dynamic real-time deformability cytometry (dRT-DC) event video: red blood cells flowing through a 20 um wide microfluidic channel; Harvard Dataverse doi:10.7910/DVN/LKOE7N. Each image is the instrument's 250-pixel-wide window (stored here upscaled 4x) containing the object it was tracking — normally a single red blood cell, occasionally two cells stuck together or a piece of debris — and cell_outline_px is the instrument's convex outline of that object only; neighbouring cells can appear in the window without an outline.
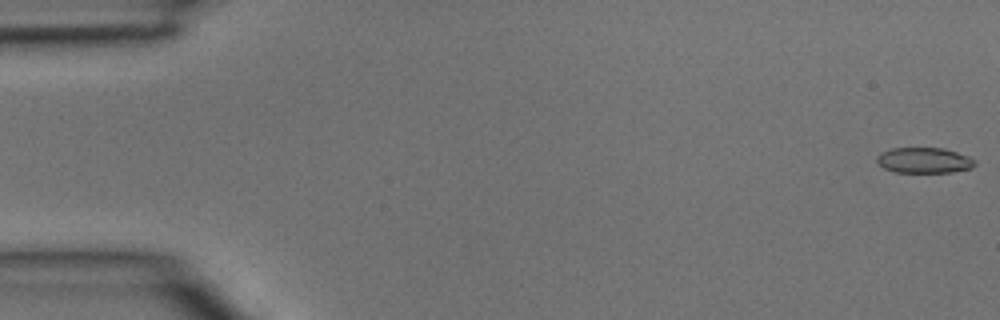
{"species": "common noctule bat (a hibernating species)", "species_latin": "Nyctalus noctula", "temperature_condition": "room temperature", "stored_images_in_passage": 4, "segment_of_instrument_passage": [2, 2], "camera_frame_rate_fps": 3000, "um_per_image_px": 0.085, "animal": {"sex": "male", "body_mass_g": 15.6}, "frame": {"image": 1, "passage_image": 4, "time_ms": 1.0, "image_size_px": [1000, 320], "cell_outline_px": [[976, 164], [972, 168], [952, 172], [896, 172], [884, 168], [876, 160], [876, 156], [880, 152], [892, 148], [944, 148], [968, 156], [976, 160]], "centroid_in_image_um": [78.56, 13.62], "position_along_channel_um": 6.4, "area_um2": 14.62}}